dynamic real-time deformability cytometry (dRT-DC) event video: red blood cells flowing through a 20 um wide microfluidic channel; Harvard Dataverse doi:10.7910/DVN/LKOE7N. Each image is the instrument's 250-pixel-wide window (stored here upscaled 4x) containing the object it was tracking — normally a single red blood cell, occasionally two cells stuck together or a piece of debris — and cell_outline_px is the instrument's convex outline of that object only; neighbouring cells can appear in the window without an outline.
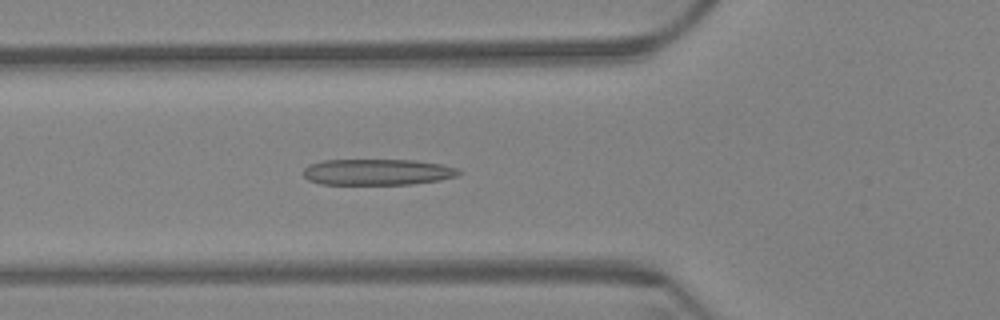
{"species": "Egyptian fruit bat (a non-hibernating species)", "species_latin": "Rousettus aegyptiacus", "temperature_condition": "warm", "stored_images_in_passage": 61, "camera_frame_rate_fps": 3000, "um_per_image_px": 0.085, "animal": {"sex": "female"}, "frame": {"image": 1, "passage_image": 22, "time_ms": 7.0, "image_size_px": [1000, 320], "cell_outline_px": [[464, 172], [456, 176], [440, 180], [412, 184], [320, 184], [308, 180], [304, 176], [304, 168], [308, 164], [324, 160], [416, 160], [440, 164], [456, 168]], "centroid_in_image_um": [32.07, 14.62], "position_along_channel_um": 93.7, "area_um2": 23.7}}
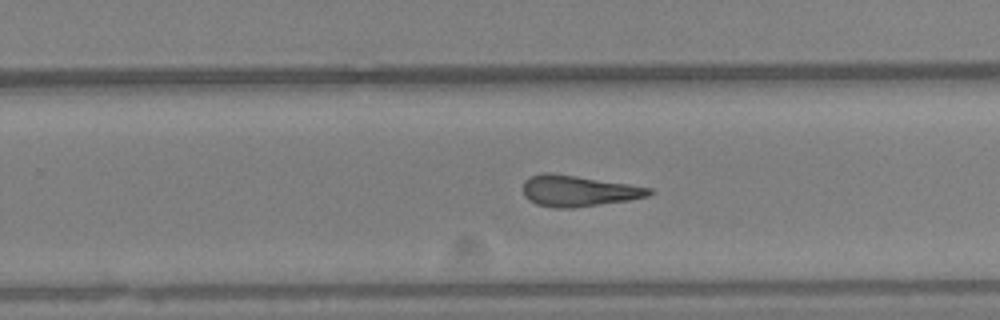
{"frame": {"image": 2, "passage_image": 39, "time_ms": 12.667, "image_size_px": [1000, 320], "cell_outline_px": [[656, 192], [648, 196], [628, 200], [572, 208], [556, 208], [536, 204], [528, 200], [524, 196], [524, 180], [532, 176], [544, 172], [548, 172], [576, 176], [628, 184], [652, 188]], "centroid_in_image_um": [49.16, 16.23], "position_along_channel_um": 280.6, "area_um2": 22.66}}
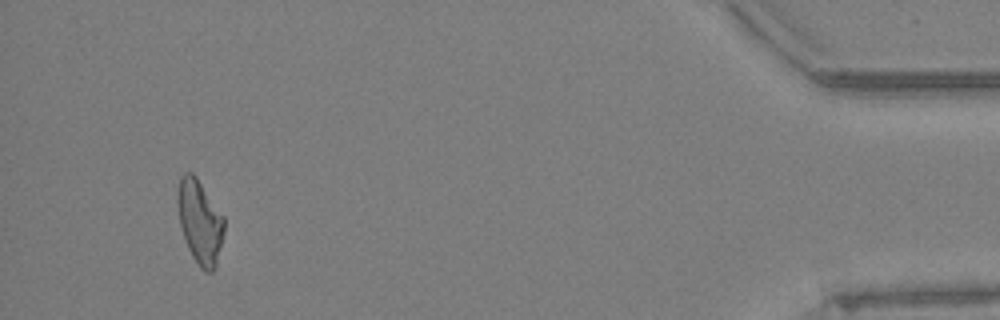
{"frame": {"image": 3, "passage_image": 58, "time_ms": 19.0, "image_size_px": [1000, 320], "cell_outline_px": [[224, 232], [216, 268], [212, 272], [204, 272], [200, 268], [192, 256], [188, 248], [180, 224], [176, 204], [176, 196], [180, 176], [184, 172], [192, 172], [196, 176], [224, 216]], "centroid_in_image_um": [16.98, 18.84], "position_along_channel_um": 418.2, "area_um2": 23.0}, "authors_computed_cell_mechanics": {"area_um2": 23.12, "velocity_mm_per_s": 3.307, "shape_relaxation_time_tau1_ms": null, "shape_relaxation_time_tau2_ms": 5.4009, "deformation_change_tau1": null, "deformation_change_tau2": 0.1649}}